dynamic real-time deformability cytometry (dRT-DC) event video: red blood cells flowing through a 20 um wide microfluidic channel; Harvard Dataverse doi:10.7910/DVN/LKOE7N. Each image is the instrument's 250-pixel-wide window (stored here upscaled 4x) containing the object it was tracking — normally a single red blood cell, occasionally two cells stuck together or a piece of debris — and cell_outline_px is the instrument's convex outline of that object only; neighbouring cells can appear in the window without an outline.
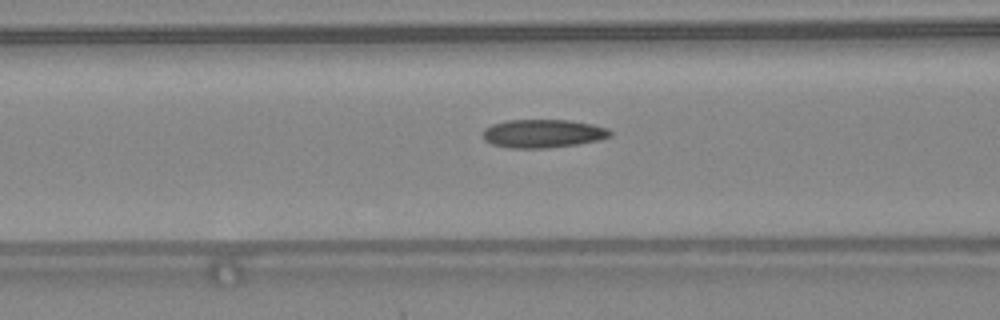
{"species": "common noctule bat (a hibernating species)", "species_latin": "Nyctalus noctula", "temperature_condition": "warm", "stored_images_in_passage": 32, "camera_frame_rate_fps": 3000, "um_per_image_px": 0.085, "animal": {"sex": "female", "body_mass_g": 24.6, "forearm_length_mm": 56.2}, "frame": {"image": 1, "passage_image": 14, "time_ms": 4.333, "image_size_px": [1000, 320], "cell_outline_px": [[612, 136], [596, 140], [576, 144], [544, 148], [508, 148], [492, 144], [484, 140], [480, 132], [484, 128], [492, 124], [508, 120], [572, 120], [592, 124], [608, 128], [612, 132]], "centroid_in_image_um": [46.1, 11.34], "position_along_channel_um": 120.5, "area_um2": 21.15}}